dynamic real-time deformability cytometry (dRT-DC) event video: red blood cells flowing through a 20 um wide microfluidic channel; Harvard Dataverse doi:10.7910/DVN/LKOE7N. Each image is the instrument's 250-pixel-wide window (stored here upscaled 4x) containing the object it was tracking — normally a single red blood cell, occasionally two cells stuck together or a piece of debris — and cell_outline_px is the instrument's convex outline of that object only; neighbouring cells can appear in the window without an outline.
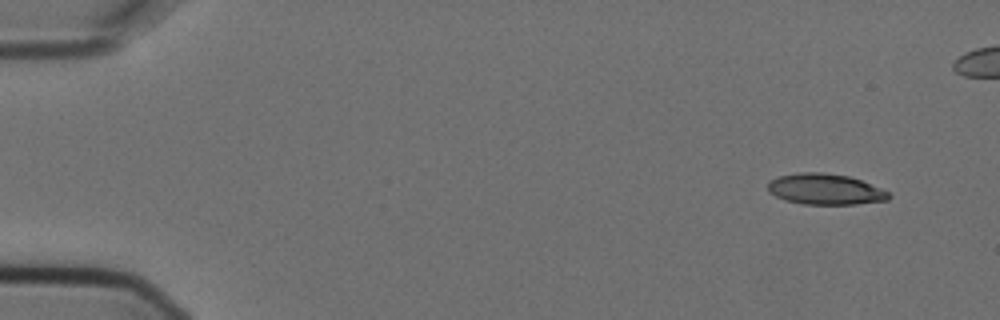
{"species": "Egyptian fruit bat (a non-hibernating species)", "species_latin": "Rousettus aegyptiacus", "temperature_condition": "cold", "stored_images_in_passage": 6, "segment_of_instrument_passage": [2, 2], "camera_frame_rate_fps": 3000, "um_per_image_px": 0.085, "animal": {"sex": "female"}, "frame": {"image": 1, "passage_image": 6, "time_ms": 1.667, "image_size_px": [1000, 320], "cell_outline_px": [[892, 196], [888, 200], [856, 204], [804, 204], [784, 200], [768, 192], [768, 180], [780, 176], [800, 172], [824, 172], [848, 176], [860, 180], [880, 188], [888, 192]], "centroid_in_image_um": [70.12, 16.08], "position_along_channel_um": 14.9, "area_um2": 21.73}}